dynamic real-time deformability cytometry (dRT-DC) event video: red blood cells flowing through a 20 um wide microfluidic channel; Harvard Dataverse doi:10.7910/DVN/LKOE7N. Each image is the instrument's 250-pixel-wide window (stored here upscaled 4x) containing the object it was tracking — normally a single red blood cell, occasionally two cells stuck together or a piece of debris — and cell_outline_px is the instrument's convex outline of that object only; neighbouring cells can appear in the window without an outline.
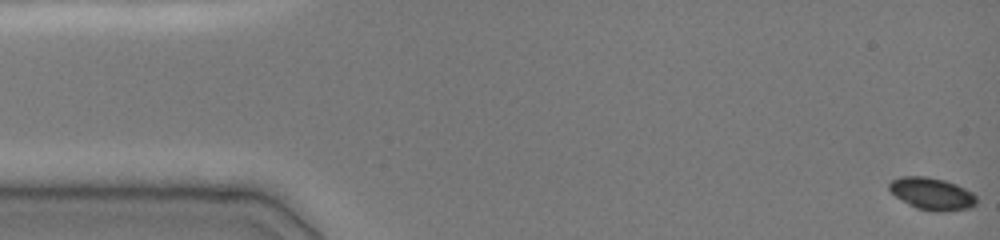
{"species": "common noctule bat (a hibernating species)", "species_latin": "Nyctalus noctula", "temperature_condition": "cold", "stored_images_in_passage": 7, "camera_frame_rate_fps": 3000, "um_per_image_px": 0.085, "animal": {"sex": "female", "body_mass_g": 19.0, "forearm_length_mm": 51.5}, "frame": {"image": 1, "passage_image": 1, "time_ms": 0.0, "image_size_px": [1000, 240], "cell_outline_px": [[976, 204], [972, 208], [944, 212], [936, 212], [916, 208], [908, 204], [896, 196], [888, 188], [888, 184], [892, 180], [900, 176], [924, 176], [944, 180], [956, 184], [972, 192], [976, 196]], "centroid_in_image_um": [79.23, 16.48], "position_along_channel_um": 5.8, "area_um2": 16.47}}
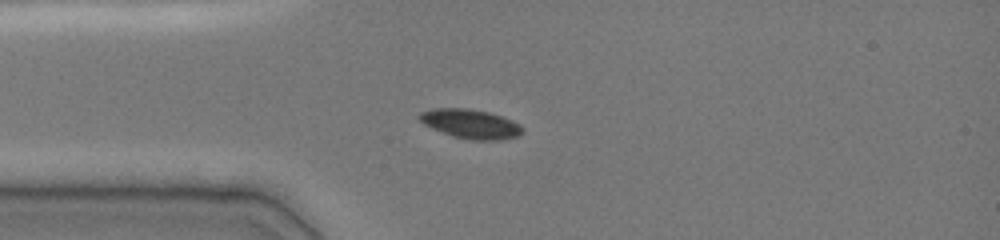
{"frame": {"image": 2, "passage_image": 5, "time_ms": 4.0, "image_size_px": [1000, 240], "cell_outline_px": [[524, 132], [516, 136], [500, 140], [472, 140], [452, 136], [432, 128], [424, 124], [416, 116], [420, 112], [432, 108], [468, 108], [488, 112], [500, 116], [520, 124], [524, 128]], "centroid_in_image_um": [39.98, 10.52], "position_along_channel_um": 45.0, "area_um2": 17.57}}
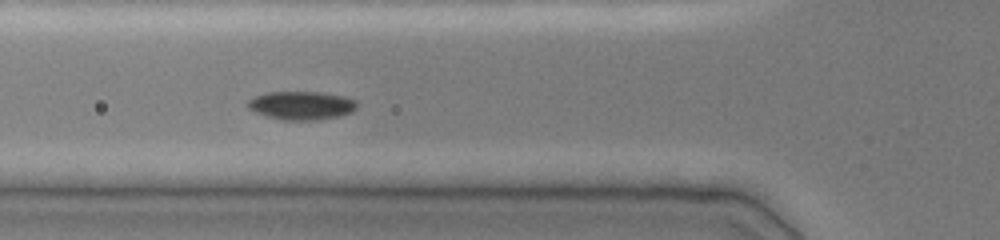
{"frame": {"image": 3, "passage_image": 7, "time_ms": 5.667, "image_size_px": [1000, 240], "cell_outline_px": [[356, 108], [352, 112], [336, 116], [316, 120], [284, 120], [268, 116], [256, 112], [248, 108], [248, 100], [256, 96], [268, 92], [320, 92], [344, 96], [356, 100]], "centroid_in_image_um": [25.63, 8.96], "position_along_channel_um": 100.2, "area_um2": 17.86}}